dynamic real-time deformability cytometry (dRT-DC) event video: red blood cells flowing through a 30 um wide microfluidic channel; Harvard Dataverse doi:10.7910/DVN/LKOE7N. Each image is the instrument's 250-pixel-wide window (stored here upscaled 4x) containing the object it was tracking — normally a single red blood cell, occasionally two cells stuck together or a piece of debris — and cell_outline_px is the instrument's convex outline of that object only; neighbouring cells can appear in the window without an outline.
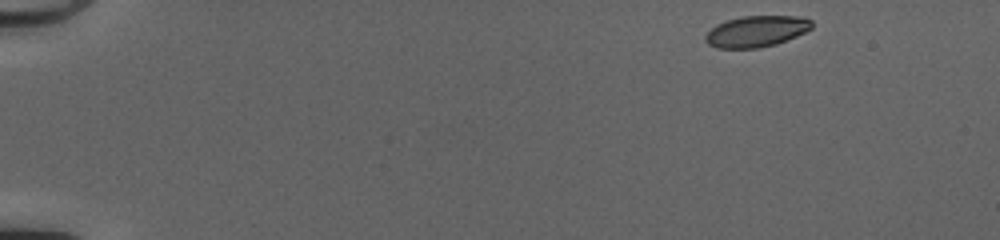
{"species": "common noctule bat (a hibernating species)", "species_latin": "Nyctalus noctula", "temperature_condition": "cold", "stored_images_in_passage": 46, "camera_frame_rate_fps": 3000, "um_per_image_px": 0.085, "animal": {"sex": "female", "body_mass_g": 20.0, "forearm_length_mm": 54.0}, "frame": {"image": 1, "passage_image": 1, "time_ms": 0.0, "image_size_px": [1000, 240], "cell_outline_px": [[812, 28], [796, 36], [776, 44], [760, 48], [716, 48], [708, 44], [704, 40], [704, 36], [716, 24], [728, 20], [744, 16], [800, 16], [812, 20]], "centroid_in_image_um": [64.28, 2.67], "position_along_channel_um": 20.7, "area_um2": 19.31}}
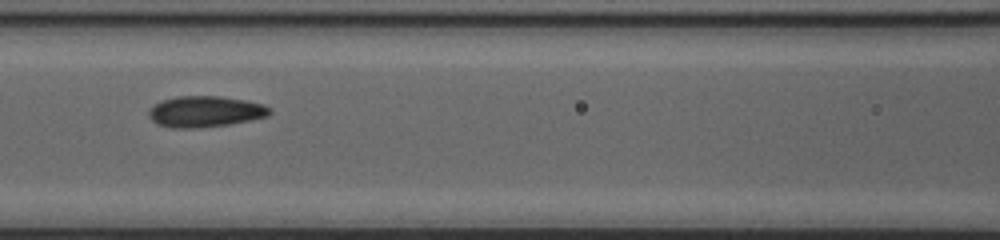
{"frame": {"image": 2, "passage_image": 20, "time_ms": 6.333, "image_size_px": [1000, 240], "cell_outline_px": [[272, 112], [268, 116], [228, 124], [200, 128], [172, 128], [156, 124], [148, 116], [148, 112], [152, 104], [160, 100], [176, 96], [220, 96], [244, 100], [264, 104], [272, 108]], "centroid_in_image_um": [17.4, 9.48], "position_along_channel_um": 149.2, "area_um2": 22.14}}
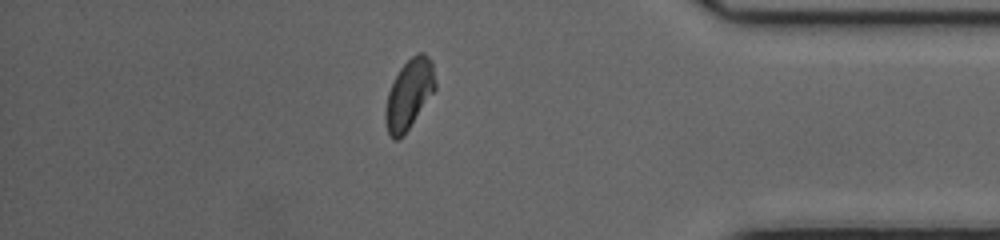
{"frame": {"image": 3, "passage_image": 40, "time_ms": 13.0, "image_size_px": [1000, 240], "cell_outline_px": [[436, 88], [408, 128], [396, 140], [392, 140], [388, 132], [384, 120], [384, 112], [388, 92], [400, 68], [416, 52], [424, 52], [432, 60], [436, 84]], "centroid_in_image_um": [34.77, 7.96], "position_along_channel_um": 400.4, "area_um2": 19.94}, "authors_computed_cell_mechanics": {"area_um2": 20.2011, "velocity_mm_per_s": 4.1269, "shape_relaxation_time_tau1_ms": null, "shape_relaxation_time_tau2_ms": 0.8603, "deformation_change_tau1": null, "deformation_change_tau2": 0.0553}}